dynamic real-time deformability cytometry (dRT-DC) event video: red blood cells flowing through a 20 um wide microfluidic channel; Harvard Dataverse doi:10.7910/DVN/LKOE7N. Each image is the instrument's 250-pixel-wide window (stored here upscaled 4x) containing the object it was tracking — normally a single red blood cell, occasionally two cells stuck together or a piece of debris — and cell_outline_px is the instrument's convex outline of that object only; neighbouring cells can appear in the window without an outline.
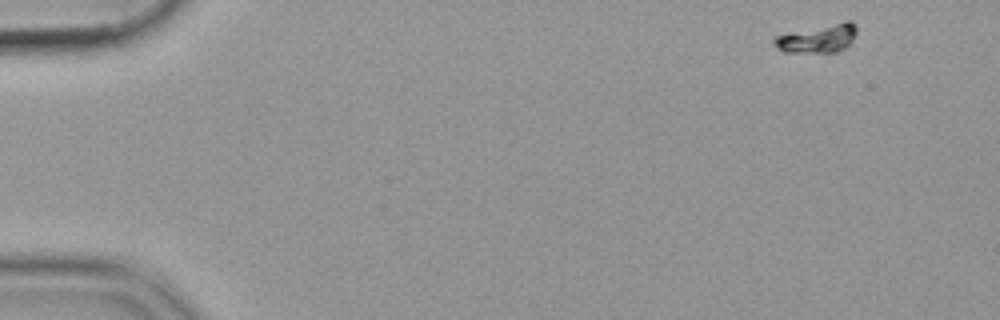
{"species": "common noctule bat (a hibernating species)", "species_latin": "Nyctalus noctula", "temperature_condition": "cold", "stored_images_in_passage": 7, "camera_frame_rate_fps": 3000, "um_per_image_px": 0.085, "animal": {"sex": "female", "body_mass_g": 19.9}, "frame": {"image": 1, "passage_image": 1, "time_ms": 0.0, "image_size_px": [1000, 320], "cell_outline_px": [[856, 32], [852, 40], [844, 48], [836, 52], [784, 52], [776, 48], [772, 40], [772, 36], [844, 20], [852, 20], [856, 24]], "centroid_in_image_um": [69.49, 3.25], "position_along_channel_um": 15.5, "area_um2": 13.81}}